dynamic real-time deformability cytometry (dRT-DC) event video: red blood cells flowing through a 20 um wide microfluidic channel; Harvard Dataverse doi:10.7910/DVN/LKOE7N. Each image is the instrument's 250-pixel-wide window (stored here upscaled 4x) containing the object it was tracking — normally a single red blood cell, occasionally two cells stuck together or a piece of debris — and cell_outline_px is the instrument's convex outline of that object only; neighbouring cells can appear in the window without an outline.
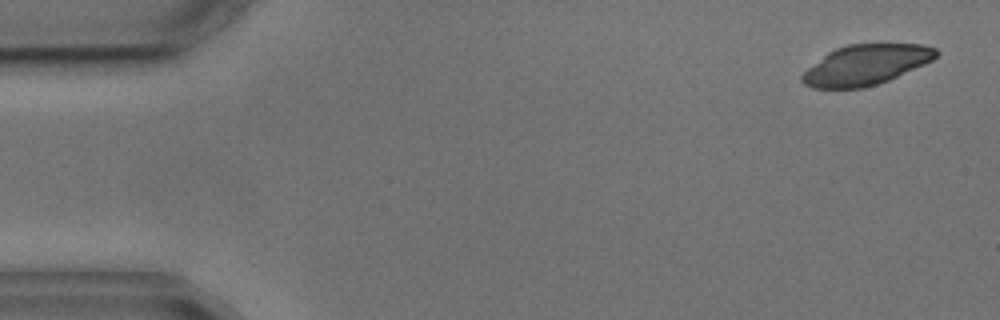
{"species": "common noctule bat (a hibernating species)", "species_latin": "Nyctalus noctula", "temperature_condition": "cold", "stored_images_in_passage": 4, "camera_frame_rate_fps": 3000, "um_per_image_px": 0.085, "animal": {"sex": "male", "body_mass_g": 17.9, "forearm_length_mm": 54.2}, "frame": {"image": 1, "passage_image": 1, "time_ms": 0.0, "image_size_px": [1000, 320], "cell_outline_px": [[940, 52], [932, 60], [924, 64], [888, 80], [864, 88], [812, 88], [804, 84], [800, 80], [800, 76], [808, 68], [828, 52], [836, 48], [848, 44], [924, 44], [936, 48]], "centroid_in_image_um": [73.59, 5.51], "position_along_channel_um": 11.4, "area_um2": 31.21}}